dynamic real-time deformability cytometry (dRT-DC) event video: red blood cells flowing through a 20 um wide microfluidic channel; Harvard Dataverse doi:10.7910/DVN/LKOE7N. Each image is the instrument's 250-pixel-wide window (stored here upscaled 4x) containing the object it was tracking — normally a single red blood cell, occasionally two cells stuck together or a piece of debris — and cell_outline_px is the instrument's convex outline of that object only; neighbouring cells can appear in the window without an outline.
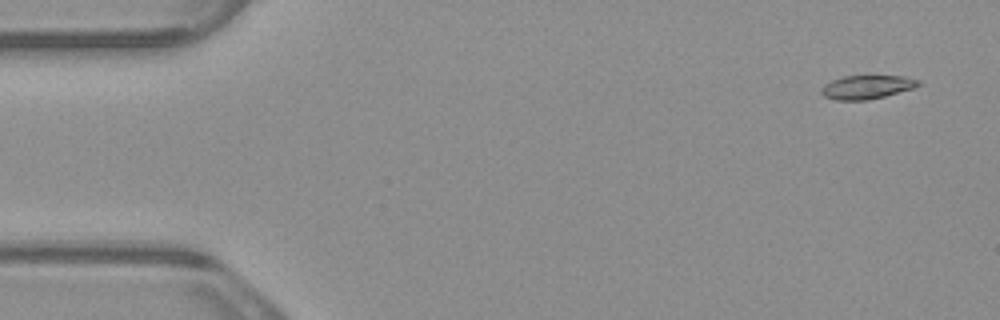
{"species": "common noctule bat (a hibernating species)", "species_latin": "Nyctalus noctula", "temperature_condition": "warm", "stored_images_in_passage": 5, "segment_of_instrument_passage": [1, 2], "camera_frame_rate_fps": 3000, "um_per_image_px": 0.085, "animal": {"sex": "male", "body_mass_g": 23.1, "forearm_length_mm": 52.7}, "frame": {"image": 1, "passage_image": 1, "time_ms": 0.0, "image_size_px": [1000, 320], "cell_outline_px": [[920, 84], [912, 88], [884, 96], [868, 100], [836, 100], [824, 96], [820, 92], [820, 88], [824, 84], [832, 80], [844, 76], [904, 76], [920, 80]], "centroid_in_image_um": [73.64, 7.4], "position_along_channel_um": 11.4, "area_um2": 13.29}}
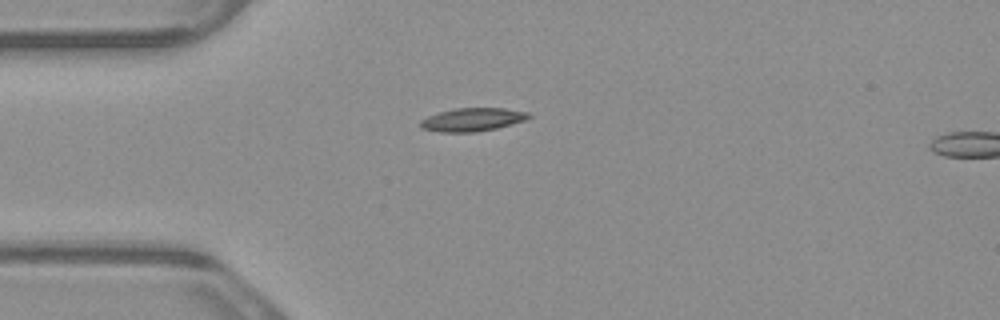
{"frame": {"image": 2, "passage_image": 4, "time_ms": 1.0, "image_size_px": [1000, 320], "cell_outline_px": [[532, 116], [524, 120], [496, 128], [476, 132], [440, 132], [420, 128], [420, 120], [428, 116], [440, 112], [456, 108], [504, 108], [528, 112]], "centroid_in_image_um": [40.13, 10.16], "position_along_channel_um": 44.9, "area_um2": 14.57}}